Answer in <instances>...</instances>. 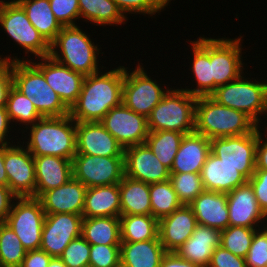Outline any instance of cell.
Masks as SVG:
<instances>
[{
    "label": "cell",
    "mask_w": 267,
    "mask_h": 267,
    "mask_svg": "<svg viewBox=\"0 0 267 267\" xmlns=\"http://www.w3.org/2000/svg\"><path fill=\"white\" fill-rule=\"evenodd\" d=\"M151 215L156 219L170 215L183 204L179 201L170 180L149 184Z\"/></svg>",
    "instance_id": "cell-38"
},
{
    "label": "cell",
    "mask_w": 267,
    "mask_h": 267,
    "mask_svg": "<svg viewBox=\"0 0 267 267\" xmlns=\"http://www.w3.org/2000/svg\"><path fill=\"white\" fill-rule=\"evenodd\" d=\"M119 192L121 215H151L149 184L124 175Z\"/></svg>",
    "instance_id": "cell-31"
},
{
    "label": "cell",
    "mask_w": 267,
    "mask_h": 267,
    "mask_svg": "<svg viewBox=\"0 0 267 267\" xmlns=\"http://www.w3.org/2000/svg\"><path fill=\"white\" fill-rule=\"evenodd\" d=\"M54 17L65 26H74L80 20L78 0H49Z\"/></svg>",
    "instance_id": "cell-45"
},
{
    "label": "cell",
    "mask_w": 267,
    "mask_h": 267,
    "mask_svg": "<svg viewBox=\"0 0 267 267\" xmlns=\"http://www.w3.org/2000/svg\"><path fill=\"white\" fill-rule=\"evenodd\" d=\"M12 86V62L0 67V108L6 107L7 94Z\"/></svg>",
    "instance_id": "cell-49"
},
{
    "label": "cell",
    "mask_w": 267,
    "mask_h": 267,
    "mask_svg": "<svg viewBox=\"0 0 267 267\" xmlns=\"http://www.w3.org/2000/svg\"><path fill=\"white\" fill-rule=\"evenodd\" d=\"M243 37H210L211 78L214 80V91L219 86L237 80L244 73L247 64L243 62L242 57Z\"/></svg>",
    "instance_id": "cell-12"
},
{
    "label": "cell",
    "mask_w": 267,
    "mask_h": 267,
    "mask_svg": "<svg viewBox=\"0 0 267 267\" xmlns=\"http://www.w3.org/2000/svg\"><path fill=\"white\" fill-rule=\"evenodd\" d=\"M169 180L183 205H189L205 190L200 173H170Z\"/></svg>",
    "instance_id": "cell-41"
},
{
    "label": "cell",
    "mask_w": 267,
    "mask_h": 267,
    "mask_svg": "<svg viewBox=\"0 0 267 267\" xmlns=\"http://www.w3.org/2000/svg\"><path fill=\"white\" fill-rule=\"evenodd\" d=\"M130 70L132 69L124 66L122 103L147 118L169 91V87L165 88L157 79L153 80L139 61L131 72Z\"/></svg>",
    "instance_id": "cell-9"
},
{
    "label": "cell",
    "mask_w": 267,
    "mask_h": 267,
    "mask_svg": "<svg viewBox=\"0 0 267 267\" xmlns=\"http://www.w3.org/2000/svg\"><path fill=\"white\" fill-rule=\"evenodd\" d=\"M166 253L159 237L140 242H121L120 264L124 267H160Z\"/></svg>",
    "instance_id": "cell-30"
},
{
    "label": "cell",
    "mask_w": 267,
    "mask_h": 267,
    "mask_svg": "<svg viewBox=\"0 0 267 267\" xmlns=\"http://www.w3.org/2000/svg\"><path fill=\"white\" fill-rule=\"evenodd\" d=\"M197 220L189 205H182L159 219L158 237L166 252H175L192 235Z\"/></svg>",
    "instance_id": "cell-21"
},
{
    "label": "cell",
    "mask_w": 267,
    "mask_h": 267,
    "mask_svg": "<svg viewBox=\"0 0 267 267\" xmlns=\"http://www.w3.org/2000/svg\"><path fill=\"white\" fill-rule=\"evenodd\" d=\"M46 214L38 198L17 197L4 221L18 236L26 251L38 250Z\"/></svg>",
    "instance_id": "cell-10"
},
{
    "label": "cell",
    "mask_w": 267,
    "mask_h": 267,
    "mask_svg": "<svg viewBox=\"0 0 267 267\" xmlns=\"http://www.w3.org/2000/svg\"><path fill=\"white\" fill-rule=\"evenodd\" d=\"M257 230L248 227L228 226L221 230L220 245L234 255L245 258Z\"/></svg>",
    "instance_id": "cell-40"
},
{
    "label": "cell",
    "mask_w": 267,
    "mask_h": 267,
    "mask_svg": "<svg viewBox=\"0 0 267 267\" xmlns=\"http://www.w3.org/2000/svg\"><path fill=\"white\" fill-rule=\"evenodd\" d=\"M24 9L31 24L51 44L63 26L54 17L49 0H16Z\"/></svg>",
    "instance_id": "cell-33"
},
{
    "label": "cell",
    "mask_w": 267,
    "mask_h": 267,
    "mask_svg": "<svg viewBox=\"0 0 267 267\" xmlns=\"http://www.w3.org/2000/svg\"><path fill=\"white\" fill-rule=\"evenodd\" d=\"M208 267H246L245 258L239 257L222 247L215 248Z\"/></svg>",
    "instance_id": "cell-47"
},
{
    "label": "cell",
    "mask_w": 267,
    "mask_h": 267,
    "mask_svg": "<svg viewBox=\"0 0 267 267\" xmlns=\"http://www.w3.org/2000/svg\"><path fill=\"white\" fill-rule=\"evenodd\" d=\"M6 109L12 124L27 128L35 124L42 116L38 113L33 103L13 85L7 94ZM22 124V125H21Z\"/></svg>",
    "instance_id": "cell-37"
},
{
    "label": "cell",
    "mask_w": 267,
    "mask_h": 267,
    "mask_svg": "<svg viewBox=\"0 0 267 267\" xmlns=\"http://www.w3.org/2000/svg\"><path fill=\"white\" fill-rule=\"evenodd\" d=\"M48 267H67L59 257H52Z\"/></svg>",
    "instance_id": "cell-56"
},
{
    "label": "cell",
    "mask_w": 267,
    "mask_h": 267,
    "mask_svg": "<svg viewBox=\"0 0 267 267\" xmlns=\"http://www.w3.org/2000/svg\"><path fill=\"white\" fill-rule=\"evenodd\" d=\"M17 196L8 186L0 184V222H4L9 215Z\"/></svg>",
    "instance_id": "cell-52"
},
{
    "label": "cell",
    "mask_w": 267,
    "mask_h": 267,
    "mask_svg": "<svg viewBox=\"0 0 267 267\" xmlns=\"http://www.w3.org/2000/svg\"><path fill=\"white\" fill-rule=\"evenodd\" d=\"M119 183L87 188L83 217H120Z\"/></svg>",
    "instance_id": "cell-29"
},
{
    "label": "cell",
    "mask_w": 267,
    "mask_h": 267,
    "mask_svg": "<svg viewBox=\"0 0 267 267\" xmlns=\"http://www.w3.org/2000/svg\"><path fill=\"white\" fill-rule=\"evenodd\" d=\"M257 127L245 113L221 105L210 96L196 99L194 132L208 139L249 134Z\"/></svg>",
    "instance_id": "cell-4"
},
{
    "label": "cell",
    "mask_w": 267,
    "mask_h": 267,
    "mask_svg": "<svg viewBox=\"0 0 267 267\" xmlns=\"http://www.w3.org/2000/svg\"><path fill=\"white\" fill-rule=\"evenodd\" d=\"M36 172L35 197L64 185L71 177L72 160L58 156L34 157Z\"/></svg>",
    "instance_id": "cell-28"
},
{
    "label": "cell",
    "mask_w": 267,
    "mask_h": 267,
    "mask_svg": "<svg viewBox=\"0 0 267 267\" xmlns=\"http://www.w3.org/2000/svg\"><path fill=\"white\" fill-rule=\"evenodd\" d=\"M87 187L71 177L64 185L42 193L38 199L45 214L82 215Z\"/></svg>",
    "instance_id": "cell-22"
},
{
    "label": "cell",
    "mask_w": 267,
    "mask_h": 267,
    "mask_svg": "<svg viewBox=\"0 0 267 267\" xmlns=\"http://www.w3.org/2000/svg\"><path fill=\"white\" fill-rule=\"evenodd\" d=\"M90 37L80 26H65L50 44L49 56L84 76L102 71L106 68L99 65V54H104L100 52L102 47Z\"/></svg>",
    "instance_id": "cell-3"
},
{
    "label": "cell",
    "mask_w": 267,
    "mask_h": 267,
    "mask_svg": "<svg viewBox=\"0 0 267 267\" xmlns=\"http://www.w3.org/2000/svg\"><path fill=\"white\" fill-rule=\"evenodd\" d=\"M13 128H14V125L10 121L6 107L0 108V143L6 144V145H11L13 143H16V142H13L14 140L12 139L15 137H11L12 135H10L13 133V131H12ZM11 139H12V141H11Z\"/></svg>",
    "instance_id": "cell-53"
},
{
    "label": "cell",
    "mask_w": 267,
    "mask_h": 267,
    "mask_svg": "<svg viewBox=\"0 0 267 267\" xmlns=\"http://www.w3.org/2000/svg\"><path fill=\"white\" fill-rule=\"evenodd\" d=\"M51 258L52 256L41 249L27 251L20 267H48Z\"/></svg>",
    "instance_id": "cell-51"
},
{
    "label": "cell",
    "mask_w": 267,
    "mask_h": 267,
    "mask_svg": "<svg viewBox=\"0 0 267 267\" xmlns=\"http://www.w3.org/2000/svg\"><path fill=\"white\" fill-rule=\"evenodd\" d=\"M99 122L123 149L145 143L148 137L147 118L123 103L110 109Z\"/></svg>",
    "instance_id": "cell-15"
},
{
    "label": "cell",
    "mask_w": 267,
    "mask_h": 267,
    "mask_svg": "<svg viewBox=\"0 0 267 267\" xmlns=\"http://www.w3.org/2000/svg\"><path fill=\"white\" fill-rule=\"evenodd\" d=\"M226 195L229 226L254 229L267 226V216L260 209L254 190L248 181Z\"/></svg>",
    "instance_id": "cell-18"
},
{
    "label": "cell",
    "mask_w": 267,
    "mask_h": 267,
    "mask_svg": "<svg viewBox=\"0 0 267 267\" xmlns=\"http://www.w3.org/2000/svg\"><path fill=\"white\" fill-rule=\"evenodd\" d=\"M248 182L254 190L260 209L267 216V170H255Z\"/></svg>",
    "instance_id": "cell-48"
},
{
    "label": "cell",
    "mask_w": 267,
    "mask_h": 267,
    "mask_svg": "<svg viewBox=\"0 0 267 267\" xmlns=\"http://www.w3.org/2000/svg\"><path fill=\"white\" fill-rule=\"evenodd\" d=\"M82 219L79 214H46L40 249L52 257H59L72 240L81 236Z\"/></svg>",
    "instance_id": "cell-16"
},
{
    "label": "cell",
    "mask_w": 267,
    "mask_h": 267,
    "mask_svg": "<svg viewBox=\"0 0 267 267\" xmlns=\"http://www.w3.org/2000/svg\"><path fill=\"white\" fill-rule=\"evenodd\" d=\"M192 49L190 59L191 74H193V84L191 88H182L195 97L210 96L214 92V80L211 78L210 63V37L200 36L196 41H190ZM195 80V82H194ZM195 87V88H194Z\"/></svg>",
    "instance_id": "cell-24"
},
{
    "label": "cell",
    "mask_w": 267,
    "mask_h": 267,
    "mask_svg": "<svg viewBox=\"0 0 267 267\" xmlns=\"http://www.w3.org/2000/svg\"><path fill=\"white\" fill-rule=\"evenodd\" d=\"M76 122L71 116L42 117L35 124L21 130L22 144L29 150L33 157L58 156L73 160L76 154ZM28 129V131H27ZM25 132L27 134H25ZM28 140V141H25Z\"/></svg>",
    "instance_id": "cell-2"
},
{
    "label": "cell",
    "mask_w": 267,
    "mask_h": 267,
    "mask_svg": "<svg viewBox=\"0 0 267 267\" xmlns=\"http://www.w3.org/2000/svg\"><path fill=\"white\" fill-rule=\"evenodd\" d=\"M197 97L186 90L170 87L162 100L147 117L149 132L177 131L183 134L194 132L195 103Z\"/></svg>",
    "instance_id": "cell-7"
},
{
    "label": "cell",
    "mask_w": 267,
    "mask_h": 267,
    "mask_svg": "<svg viewBox=\"0 0 267 267\" xmlns=\"http://www.w3.org/2000/svg\"><path fill=\"white\" fill-rule=\"evenodd\" d=\"M261 128L262 127L258 126V142L256 145L255 164L256 170H267V125L264 127L266 129L265 132H263Z\"/></svg>",
    "instance_id": "cell-50"
},
{
    "label": "cell",
    "mask_w": 267,
    "mask_h": 267,
    "mask_svg": "<svg viewBox=\"0 0 267 267\" xmlns=\"http://www.w3.org/2000/svg\"><path fill=\"white\" fill-rule=\"evenodd\" d=\"M73 177L87 188L120 183L125 175L124 156H92L75 154Z\"/></svg>",
    "instance_id": "cell-11"
},
{
    "label": "cell",
    "mask_w": 267,
    "mask_h": 267,
    "mask_svg": "<svg viewBox=\"0 0 267 267\" xmlns=\"http://www.w3.org/2000/svg\"><path fill=\"white\" fill-rule=\"evenodd\" d=\"M30 61L43 73L48 85L58 94L63 103L70 109L81 92L84 75L71 70L51 56Z\"/></svg>",
    "instance_id": "cell-17"
},
{
    "label": "cell",
    "mask_w": 267,
    "mask_h": 267,
    "mask_svg": "<svg viewBox=\"0 0 267 267\" xmlns=\"http://www.w3.org/2000/svg\"><path fill=\"white\" fill-rule=\"evenodd\" d=\"M184 135L177 131L149 132L145 143L159 161L171 170Z\"/></svg>",
    "instance_id": "cell-36"
},
{
    "label": "cell",
    "mask_w": 267,
    "mask_h": 267,
    "mask_svg": "<svg viewBox=\"0 0 267 267\" xmlns=\"http://www.w3.org/2000/svg\"><path fill=\"white\" fill-rule=\"evenodd\" d=\"M246 76L243 73L237 80L217 87L210 97L221 105L245 113L261 127V116H267V80Z\"/></svg>",
    "instance_id": "cell-6"
},
{
    "label": "cell",
    "mask_w": 267,
    "mask_h": 267,
    "mask_svg": "<svg viewBox=\"0 0 267 267\" xmlns=\"http://www.w3.org/2000/svg\"><path fill=\"white\" fill-rule=\"evenodd\" d=\"M0 25L15 44L25 50L24 54H33L42 58L50 54V44L36 30L26 12L16 0H3L0 6Z\"/></svg>",
    "instance_id": "cell-8"
},
{
    "label": "cell",
    "mask_w": 267,
    "mask_h": 267,
    "mask_svg": "<svg viewBox=\"0 0 267 267\" xmlns=\"http://www.w3.org/2000/svg\"><path fill=\"white\" fill-rule=\"evenodd\" d=\"M16 144H4V167L8 177V187L17 197H35L34 157L18 139Z\"/></svg>",
    "instance_id": "cell-14"
},
{
    "label": "cell",
    "mask_w": 267,
    "mask_h": 267,
    "mask_svg": "<svg viewBox=\"0 0 267 267\" xmlns=\"http://www.w3.org/2000/svg\"><path fill=\"white\" fill-rule=\"evenodd\" d=\"M200 175L205 190L221 193H229L248 181L236 167L223 163L212 152L208 155Z\"/></svg>",
    "instance_id": "cell-27"
},
{
    "label": "cell",
    "mask_w": 267,
    "mask_h": 267,
    "mask_svg": "<svg viewBox=\"0 0 267 267\" xmlns=\"http://www.w3.org/2000/svg\"><path fill=\"white\" fill-rule=\"evenodd\" d=\"M80 18L96 26H121L128 19L113 0H78Z\"/></svg>",
    "instance_id": "cell-34"
},
{
    "label": "cell",
    "mask_w": 267,
    "mask_h": 267,
    "mask_svg": "<svg viewBox=\"0 0 267 267\" xmlns=\"http://www.w3.org/2000/svg\"><path fill=\"white\" fill-rule=\"evenodd\" d=\"M197 224L219 230L229 226L226 193L204 190L190 204Z\"/></svg>",
    "instance_id": "cell-23"
},
{
    "label": "cell",
    "mask_w": 267,
    "mask_h": 267,
    "mask_svg": "<svg viewBox=\"0 0 267 267\" xmlns=\"http://www.w3.org/2000/svg\"><path fill=\"white\" fill-rule=\"evenodd\" d=\"M26 252L15 232L0 222V267H20Z\"/></svg>",
    "instance_id": "cell-39"
},
{
    "label": "cell",
    "mask_w": 267,
    "mask_h": 267,
    "mask_svg": "<svg viewBox=\"0 0 267 267\" xmlns=\"http://www.w3.org/2000/svg\"><path fill=\"white\" fill-rule=\"evenodd\" d=\"M120 245H90L89 267H117Z\"/></svg>",
    "instance_id": "cell-44"
},
{
    "label": "cell",
    "mask_w": 267,
    "mask_h": 267,
    "mask_svg": "<svg viewBox=\"0 0 267 267\" xmlns=\"http://www.w3.org/2000/svg\"><path fill=\"white\" fill-rule=\"evenodd\" d=\"M90 244L82 237L72 240L59 258L67 267H89Z\"/></svg>",
    "instance_id": "cell-42"
},
{
    "label": "cell",
    "mask_w": 267,
    "mask_h": 267,
    "mask_svg": "<svg viewBox=\"0 0 267 267\" xmlns=\"http://www.w3.org/2000/svg\"><path fill=\"white\" fill-rule=\"evenodd\" d=\"M160 267H200L197 264L180 258L175 252H167L161 261Z\"/></svg>",
    "instance_id": "cell-54"
},
{
    "label": "cell",
    "mask_w": 267,
    "mask_h": 267,
    "mask_svg": "<svg viewBox=\"0 0 267 267\" xmlns=\"http://www.w3.org/2000/svg\"><path fill=\"white\" fill-rule=\"evenodd\" d=\"M245 263L246 267H267V226L254 233Z\"/></svg>",
    "instance_id": "cell-43"
},
{
    "label": "cell",
    "mask_w": 267,
    "mask_h": 267,
    "mask_svg": "<svg viewBox=\"0 0 267 267\" xmlns=\"http://www.w3.org/2000/svg\"><path fill=\"white\" fill-rule=\"evenodd\" d=\"M0 184L8 186V177L4 167V144L0 143Z\"/></svg>",
    "instance_id": "cell-55"
},
{
    "label": "cell",
    "mask_w": 267,
    "mask_h": 267,
    "mask_svg": "<svg viewBox=\"0 0 267 267\" xmlns=\"http://www.w3.org/2000/svg\"><path fill=\"white\" fill-rule=\"evenodd\" d=\"M76 153L112 157L124 156V149L100 122H78Z\"/></svg>",
    "instance_id": "cell-20"
},
{
    "label": "cell",
    "mask_w": 267,
    "mask_h": 267,
    "mask_svg": "<svg viewBox=\"0 0 267 267\" xmlns=\"http://www.w3.org/2000/svg\"><path fill=\"white\" fill-rule=\"evenodd\" d=\"M28 58L24 56L21 61L12 62V85L33 103L42 117L68 115L69 108Z\"/></svg>",
    "instance_id": "cell-5"
},
{
    "label": "cell",
    "mask_w": 267,
    "mask_h": 267,
    "mask_svg": "<svg viewBox=\"0 0 267 267\" xmlns=\"http://www.w3.org/2000/svg\"><path fill=\"white\" fill-rule=\"evenodd\" d=\"M3 57V58H2ZM14 61H21V58L17 57V56H14L13 58L10 56V55H6V56H2L0 55V67L5 63H10V62H14Z\"/></svg>",
    "instance_id": "cell-57"
},
{
    "label": "cell",
    "mask_w": 267,
    "mask_h": 267,
    "mask_svg": "<svg viewBox=\"0 0 267 267\" xmlns=\"http://www.w3.org/2000/svg\"><path fill=\"white\" fill-rule=\"evenodd\" d=\"M258 127L249 134L210 139L211 152L249 180L256 170Z\"/></svg>",
    "instance_id": "cell-13"
},
{
    "label": "cell",
    "mask_w": 267,
    "mask_h": 267,
    "mask_svg": "<svg viewBox=\"0 0 267 267\" xmlns=\"http://www.w3.org/2000/svg\"><path fill=\"white\" fill-rule=\"evenodd\" d=\"M123 15L128 19L130 14H142L155 16L156 13L162 12V9L153 0H113Z\"/></svg>",
    "instance_id": "cell-46"
},
{
    "label": "cell",
    "mask_w": 267,
    "mask_h": 267,
    "mask_svg": "<svg viewBox=\"0 0 267 267\" xmlns=\"http://www.w3.org/2000/svg\"><path fill=\"white\" fill-rule=\"evenodd\" d=\"M125 176L147 184L169 180L170 170L153 154L146 143L124 149Z\"/></svg>",
    "instance_id": "cell-19"
},
{
    "label": "cell",
    "mask_w": 267,
    "mask_h": 267,
    "mask_svg": "<svg viewBox=\"0 0 267 267\" xmlns=\"http://www.w3.org/2000/svg\"><path fill=\"white\" fill-rule=\"evenodd\" d=\"M163 11L165 7L170 4L172 0H153Z\"/></svg>",
    "instance_id": "cell-58"
},
{
    "label": "cell",
    "mask_w": 267,
    "mask_h": 267,
    "mask_svg": "<svg viewBox=\"0 0 267 267\" xmlns=\"http://www.w3.org/2000/svg\"><path fill=\"white\" fill-rule=\"evenodd\" d=\"M159 220L152 215H120L121 242L158 238Z\"/></svg>",
    "instance_id": "cell-35"
},
{
    "label": "cell",
    "mask_w": 267,
    "mask_h": 267,
    "mask_svg": "<svg viewBox=\"0 0 267 267\" xmlns=\"http://www.w3.org/2000/svg\"><path fill=\"white\" fill-rule=\"evenodd\" d=\"M81 236L90 245H120V217H83Z\"/></svg>",
    "instance_id": "cell-32"
},
{
    "label": "cell",
    "mask_w": 267,
    "mask_h": 267,
    "mask_svg": "<svg viewBox=\"0 0 267 267\" xmlns=\"http://www.w3.org/2000/svg\"><path fill=\"white\" fill-rule=\"evenodd\" d=\"M221 230L197 225L190 238L175 253L200 267H208L215 248L220 246Z\"/></svg>",
    "instance_id": "cell-26"
},
{
    "label": "cell",
    "mask_w": 267,
    "mask_h": 267,
    "mask_svg": "<svg viewBox=\"0 0 267 267\" xmlns=\"http://www.w3.org/2000/svg\"><path fill=\"white\" fill-rule=\"evenodd\" d=\"M210 152V139L196 132L185 134L170 173H201Z\"/></svg>",
    "instance_id": "cell-25"
},
{
    "label": "cell",
    "mask_w": 267,
    "mask_h": 267,
    "mask_svg": "<svg viewBox=\"0 0 267 267\" xmlns=\"http://www.w3.org/2000/svg\"><path fill=\"white\" fill-rule=\"evenodd\" d=\"M124 66L84 77L77 101L69 109L76 122H99L112 108L122 104Z\"/></svg>",
    "instance_id": "cell-1"
}]
</instances>
